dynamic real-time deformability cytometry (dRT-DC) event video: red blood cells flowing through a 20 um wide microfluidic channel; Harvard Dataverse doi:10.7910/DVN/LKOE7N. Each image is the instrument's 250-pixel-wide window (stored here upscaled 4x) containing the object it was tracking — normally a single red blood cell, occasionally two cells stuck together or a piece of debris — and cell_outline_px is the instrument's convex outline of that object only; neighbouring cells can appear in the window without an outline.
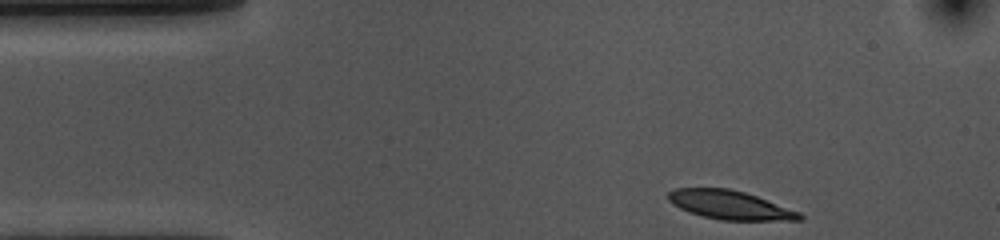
{"species": "common noctule bat (a hibernating species)", "species_latin": "Nyctalus noctula", "temperature_condition": "cold", "stored_images_in_passage": 37, "camera_frame_rate_fps": 3000, "um_per_image_px": 0.085, "animal": {"sex": "female", "body_mass_g": 10.0, "forearm_length_mm": 53.1}, "frame": {"image": 1, "passage_image": 1, "time_ms": 0.0, "image_size_px": [1000, 240], "cell_outline_px": [[804, 220], [720, 220], [688, 212], [672, 204], [668, 200], [668, 192], [672, 188], [728, 188], [744, 192], [756, 196], [800, 212], [804, 216]], "centroid_in_image_um": [62.02, 17.42], "position_along_channel_um": 23.0, "area_um2": 21.96}}
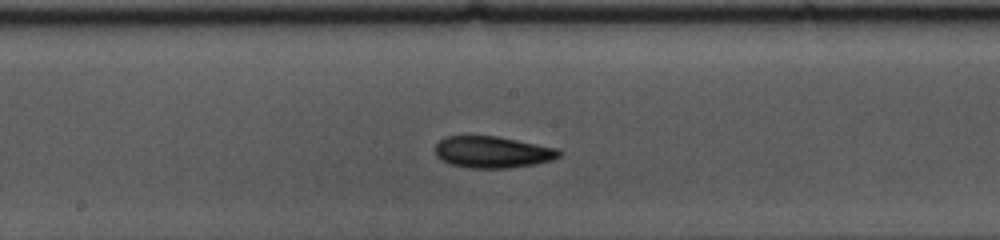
{"frame": {"image": 2, "passage_image": 21, "time_ms": 6.667, "image_size_px": [1000, 240], "cell_outline_px": [[564, 152], [560, 156], [552, 160], [536, 164], [508, 168], [472, 168], [452, 164], [436, 156], [436, 144], [444, 136], [496, 136], [560, 148]], "centroid_in_image_um": [41.93, 12.92], "position_along_channel_um": 206.3, "area_um2": 22.89}}
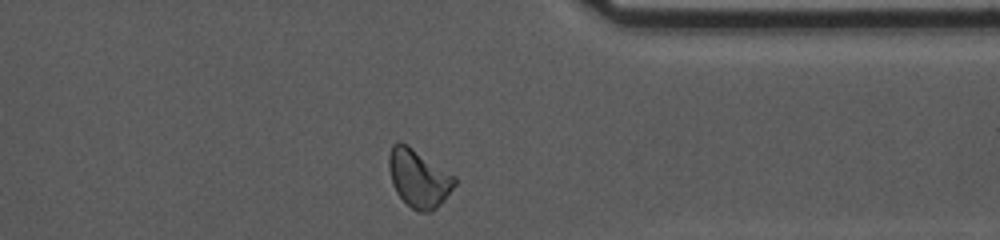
{"frame": {"image": 3, "passage_image": 36, "time_ms": 11.667, "image_size_px": [1000, 240], "cell_outline_px": [[456, 184], [444, 200], [432, 212], [416, 212], [396, 192], [392, 184], [388, 168], [388, 156], [392, 144], [396, 140], [400, 140], [408, 144], [456, 176]], "centroid_in_image_um": [35.57, 15.12], "position_along_channel_um": 375.8, "area_um2": 22.54}, "authors_computed_cell_mechanics": {"area_um2": 22.4264, "velocity_mm_per_s": 3.5794, "shape_relaxation_time_tau1_ms": 4.4047, "shape_relaxation_time_tau2_ms": 4.3264, "deformation_change_tau1": 0.1223, "deformation_change_tau2": 0.0884}}